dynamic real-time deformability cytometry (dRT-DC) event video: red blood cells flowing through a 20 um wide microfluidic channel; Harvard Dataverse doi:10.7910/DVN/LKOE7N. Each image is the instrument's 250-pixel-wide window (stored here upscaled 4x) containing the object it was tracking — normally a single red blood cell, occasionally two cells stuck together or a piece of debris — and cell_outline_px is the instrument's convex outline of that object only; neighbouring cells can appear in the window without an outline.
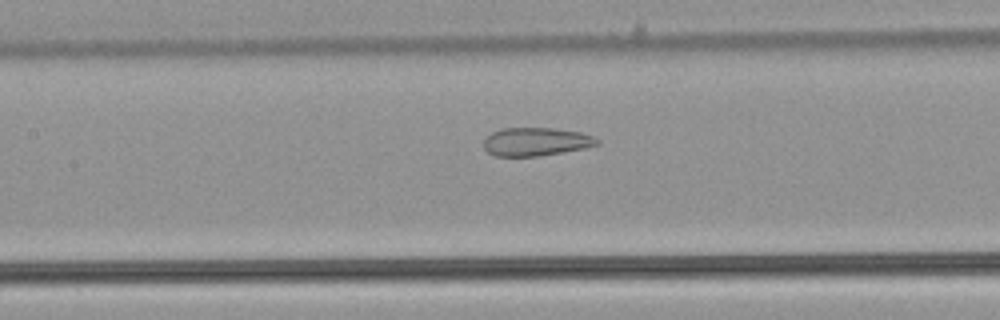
{"species": "common noctule bat (a hibernating species)", "species_latin": "Nyctalus noctula", "temperature_condition": "warm", "stored_images_in_passage": 18, "camera_frame_rate_fps": 3000, "um_per_image_px": 0.085, "animal": {"sex": "male", "body_mass_g": 21.5, "forearm_length_mm": 52.0}, "frame": {"image": 1, "passage_image": 13, "time_ms": 4.0, "image_size_px": [1000, 320], "cell_outline_px": [[600, 144], [584, 148], [564, 152], [536, 156], [496, 156], [488, 152], [484, 148], [484, 136], [500, 128], [552, 128], [580, 132], [592, 136], [600, 140]], "centroid_in_image_um": [45.53, 12.04], "position_along_channel_um": 161.9, "area_um2": 18.79}}
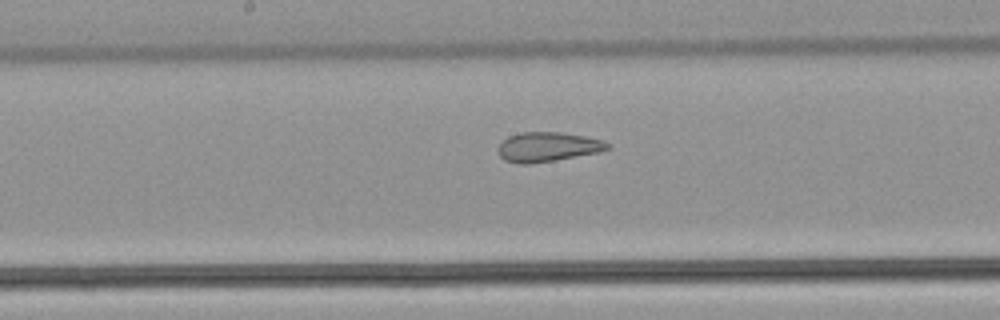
{"frame": {"image": 2, "passage_image": 16, "time_ms": 5.0, "image_size_px": [1000, 320], "cell_outline_px": [[612, 148], [600, 152], [556, 160], [528, 164], [520, 164], [504, 160], [500, 156], [496, 148], [508, 136], [520, 132], [560, 132], [584, 136], [604, 140], [612, 144]], "centroid_in_image_um": [46.59, 12.48], "position_along_channel_um": 201.6, "area_um2": 19.07}}